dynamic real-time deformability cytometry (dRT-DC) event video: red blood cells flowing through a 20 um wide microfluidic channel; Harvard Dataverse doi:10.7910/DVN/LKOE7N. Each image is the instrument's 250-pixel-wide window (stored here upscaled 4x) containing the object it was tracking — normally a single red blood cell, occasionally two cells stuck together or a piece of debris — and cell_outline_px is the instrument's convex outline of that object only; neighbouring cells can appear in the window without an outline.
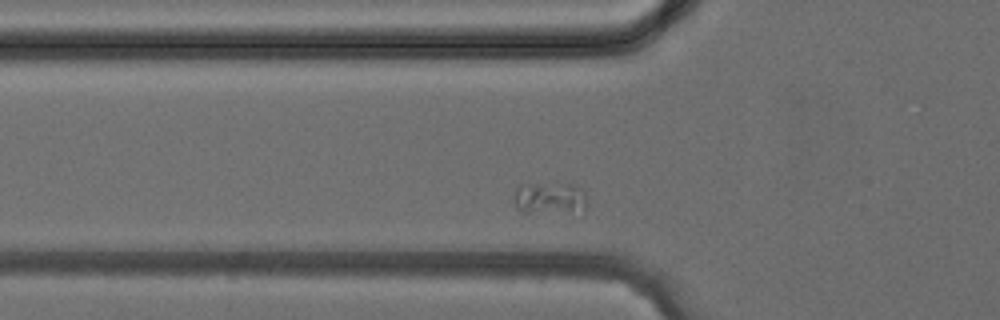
{"species": "common noctule bat (a hibernating species)", "species_latin": "Nyctalus noctula", "temperature_condition": "cold", "stored_images_in_passage": 36, "camera_frame_rate_fps": 3000, "um_per_image_px": 0.085, "animal": {"sex": "female", "body_mass_g": 24.6, "forearm_length_mm": 56.2}, "frame": {"image": 1, "passage_image": 6, "time_ms": 1.667, "image_size_px": [1000, 320], "cell_outline_px": [[588, 204], [584, 212], [520, 212], [516, 208], [512, 200], [512, 192], [520, 184], [576, 184], [584, 192], [588, 200]], "centroid_in_image_um": [46.72, 16.85], "position_along_channel_um": 79.1, "area_um2": 14.16}}
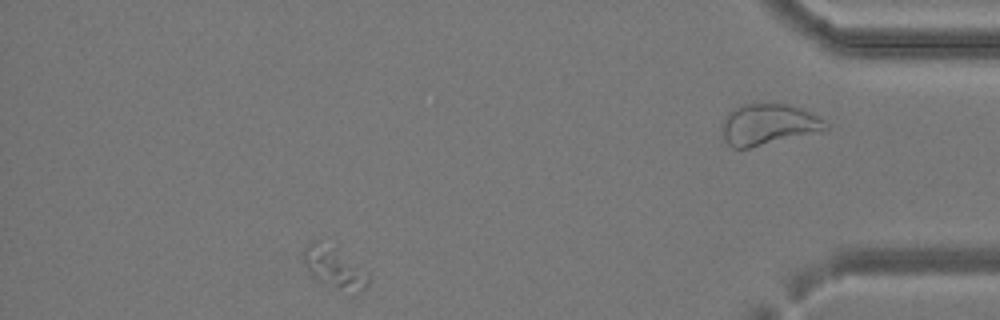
{"frame": {"image": 2, "passage_image": 31, "time_ms": 10.0, "image_size_px": [1000, 320], "cell_outline_px": [[368, 284], [360, 292], [320, 280], [312, 276], [304, 264], [300, 252], [312, 240], [316, 240], [336, 248], [368, 272]], "centroid_in_image_um": [28.36, 22.65], "position_along_channel_um": 406.8, "area_um2": 14.8}}